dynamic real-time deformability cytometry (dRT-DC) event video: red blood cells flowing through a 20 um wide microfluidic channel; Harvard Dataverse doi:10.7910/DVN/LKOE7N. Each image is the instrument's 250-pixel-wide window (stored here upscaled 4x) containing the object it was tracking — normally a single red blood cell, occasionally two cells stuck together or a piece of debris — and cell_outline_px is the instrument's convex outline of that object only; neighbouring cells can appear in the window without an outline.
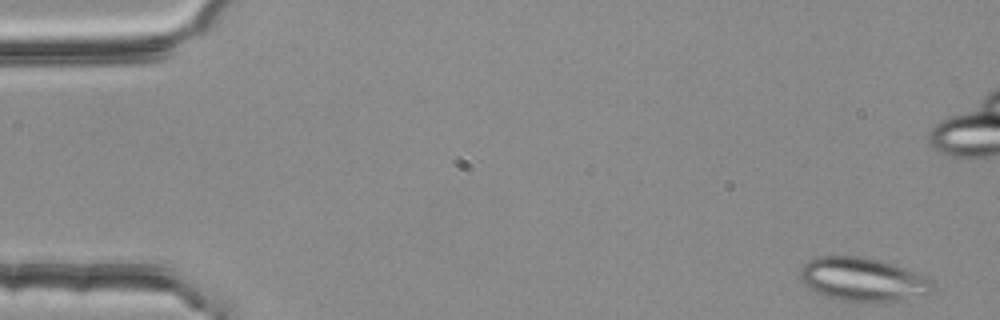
{"species": "common noctule bat (a hibernating species)", "species_latin": "Nyctalus noctula", "temperature_condition": "room temperature", "stored_images_in_passage": 4, "camera_frame_rate_fps": 3000, "um_per_image_px": 0.085, "animal": {"sex": "female", "body_mass_g": 25.1}, "frame": {"image": 1, "passage_image": 1, "time_ms": 0.0, "image_size_px": [1000, 320], "cell_outline_px": [[936, 288], [932, 292], [924, 296], [892, 300], [844, 300], [828, 296], [816, 292], [804, 284], [800, 280], [800, 268], [808, 260], [820, 256], [864, 256], [880, 260], [928, 276], [932, 280]], "centroid_in_image_um": [73.37, 23.72], "position_along_channel_um": 11.6, "area_um2": 33.35}}